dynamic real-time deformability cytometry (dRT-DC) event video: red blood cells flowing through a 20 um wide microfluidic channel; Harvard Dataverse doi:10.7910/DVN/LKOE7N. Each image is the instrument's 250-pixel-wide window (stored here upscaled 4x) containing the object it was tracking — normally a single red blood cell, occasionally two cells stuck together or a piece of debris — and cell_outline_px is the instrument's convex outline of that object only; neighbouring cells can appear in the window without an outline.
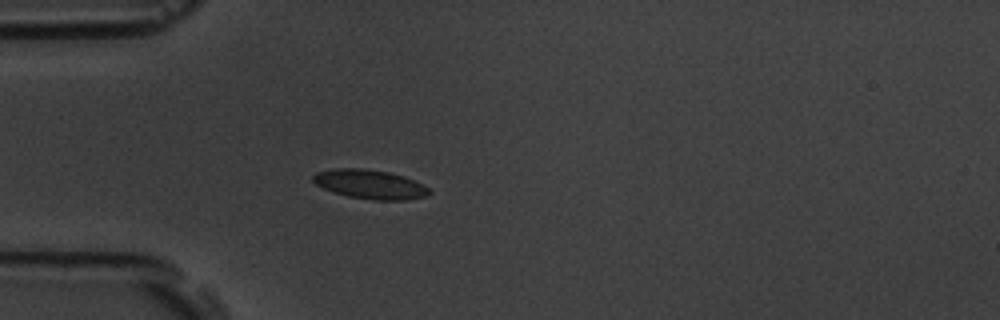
{"species": "common noctule bat (a hibernating species)", "species_latin": "Nyctalus noctula", "temperature_condition": "room temperature", "stored_images_in_passage": 39, "camera_frame_rate_fps": 3000, "um_per_image_px": 0.085, "animal": {"sex": "male", "body_mass_g": 19.5, "forearm_length_mm": 54.6}, "frame": {"image": 1, "passage_image": 8, "time_ms": 2.333, "image_size_px": [1000, 320], "cell_outline_px": [[432, 192], [428, 196], [404, 200], [372, 200], [348, 196], [332, 192], [316, 184], [312, 180], [312, 176], [316, 172], [336, 168], [360, 168], [388, 172], [404, 176], [428, 188]], "centroid_in_image_um": [31.43, 15.67], "position_along_channel_um": 53.6, "area_um2": 19.65}}
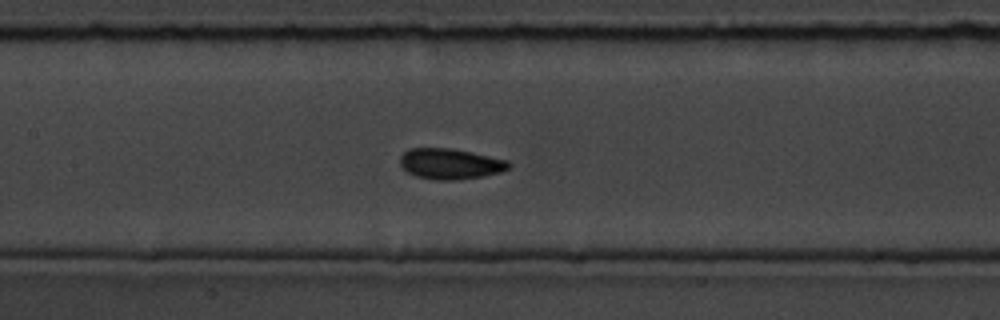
{"frame": {"image": 2, "passage_image": 18, "time_ms": 5.667, "image_size_px": [1000, 320], "cell_outline_px": [[512, 164], [508, 168], [500, 172], [484, 176], [456, 180], [436, 180], [416, 176], [408, 172], [400, 164], [400, 156], [408, 148], [452, 148], [508, 160]], "centroid_in_image_um": [38.27, 13.92], "position_along_channel_um": 169.1, "area_um2": 19.42}}
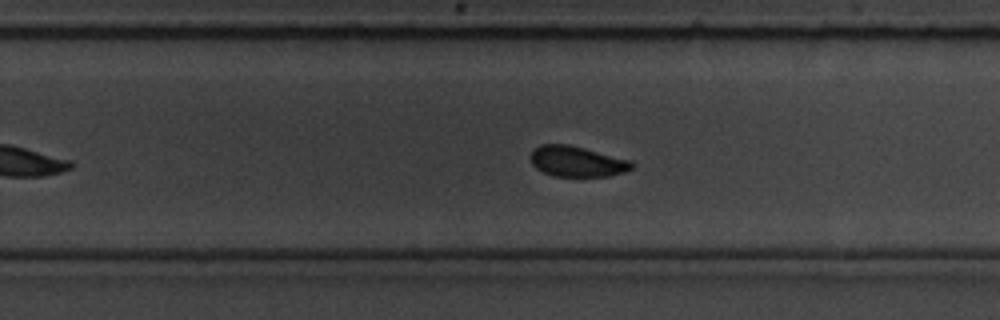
{"frame": {"image": 3, "passage_image": 27, "time_ms": 8.667, "image_size_px": [1000, 320], "cell_outline_px": [[636, 164], [632, 168], [624, 172], [608, 176], [552, 176], [536, 168], [532, 164], [528, 156], [540, 144], [568, 144], [632, 160]], "centroid_in_image_um": [49.05, 13.72], "position_along_channel_um": 280.8, "area_um2": 18.15}, "authors_computed_cell_mechanics": {"area_um2": 18.7272, "velocity_mm_per_s": 3.732, "shape_relaxation_time_tau1_ms": null, "shape_relaxation_time_tau2_ms": 1.3456, "deformation_change_tau1": null, "deformation_change_tau2": 0.0402}}